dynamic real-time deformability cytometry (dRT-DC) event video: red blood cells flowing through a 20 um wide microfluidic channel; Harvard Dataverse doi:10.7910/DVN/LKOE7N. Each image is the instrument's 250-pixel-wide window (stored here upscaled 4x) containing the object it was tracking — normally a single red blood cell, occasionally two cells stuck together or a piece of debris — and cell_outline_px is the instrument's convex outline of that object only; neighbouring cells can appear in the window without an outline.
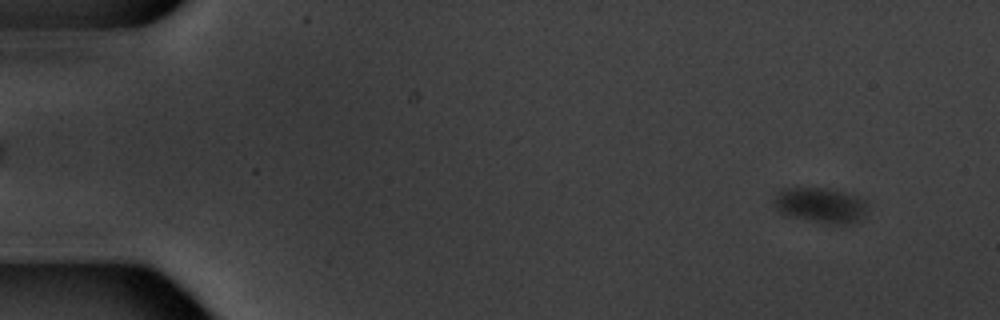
{"species": "common noctule bat (a hibernating species)", "species_latin": "Nyctalus noctula", "temperature_condition": "warm", "stored_images_in_passage": 6, "camera_frame_rate_fps": 3000, "um_per_image_px": 0.085, "animal": {"sex": "male", "body_mass_g": 20.1, "forearm_length_mm": 53.5}, "frame": {"image": 1, "passage_image": 1, "time_ms": 0.0, "image_size_px": [1000, 320], "cell_outline_px": [[868, 212], [864, 220], [852, 224], [828, 224], [780, 216], [772, 208], [772, 200], [784, 188], [828, 188], [860, 196], [868, 200]], "centroid_in_image_um": [69.77, 17.48], "position_along_channel_um": 15.2, "area_um2": 20.46}}
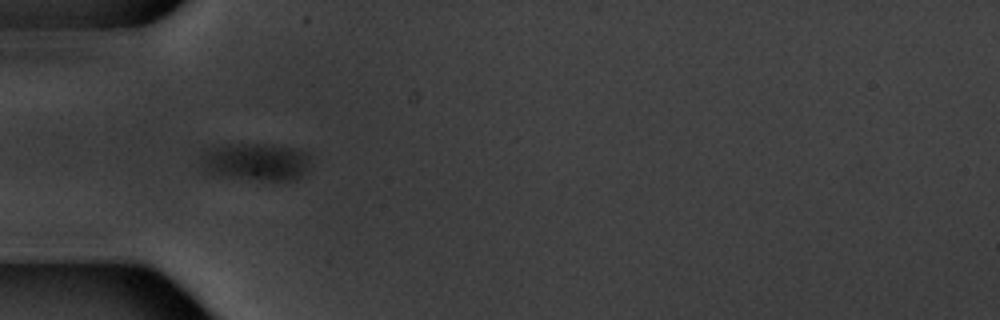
{"frame": {"image": 2, "passage_image": 5, "time_ms": 5.0, "image_size_px": [1000, 320], "cell_outline_px": [[308, 168], [296, 180], [256, 180], [212, 176], [204, 172], [200, 160], [200, 156], [204, 148], [212, 144], [272, 144], [300, 148], [308, 152]], "centroid_in_image_um": [21.64, 13.74], "position_along_channel_um": 63.4, "area_um2": 25.09}}